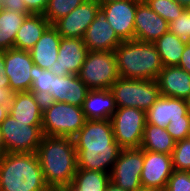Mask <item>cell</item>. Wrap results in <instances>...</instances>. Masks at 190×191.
Masks as SVG:
<instances>
[{
    "mask_svg": "<svg viewBox=\"0 0 190 191\" xmlns=\"http://www.w3.org/2000/svg\"><path fill=\"white\" fill-rule=\"evenodd\" d=\"M5 153H36L43 137L42 125H28L8 115L0 124Z\"/></svg>",
    "mask_w": 190,
    "mask_h": 191,
    "instance_id": "obj_8",
    "label": "cell"
},
{
    "mask_svg": "<svg viewBox=\"0 0 190 191\" xmlns=\"http://www.w3.org/2000/svg\"><path fill=\"white\" fill-rule=\"evenodd\" d=\"M4 60L11 90L14 93L30 91L33 83L30 72L34 66L30 52L10 48L4 50Z\"/></svg>",
    "mask_w": 190,
    "mask_h": 191,
    "instance_id": "obj_11",
    "label": "cell"
},
{
    "mask_svg": "<svg viewBox=\"0 0 190 191\" xmlns=\"http://www.w3.org/2000/svg\"><path fill=\"white\" fill-rule=\"evenodd\" d=\"M173 170L171 155L144 150V164L140 175L142 188L164 191Z\"/></svg>",
    "mask_w": 190,
    "mask_h": 191,
    "instance_id": "obj_12",
    "label": "cell"
},
{
    "mask_svg": "<svg viewBox=\"0 0 190 191\" xmlns=\"http://www.w3.org/2000/svg\"><path fill=\"white\" fill-rule=\"evenodd\" d=\"M36 153L0 156V191H48Z\"/></svg>",
    "mask_w": 190,
    "mask_h": 191,
    "instance_id": "obj_3",
    "label": "cell"
},
{
    "mask_svg": "<svg viewBox=\"0 0 190 191\" xmlns=\"http://www.w3.org/2000/svg\"><path fill=\"white\" fill-rule=\"evenodd\" d=\"M105 191H126L123 190L122 188L116 186L114 183H112L111 181L108 183V185L106 186Z\"/></svg>",
    "mask_w": 190,
    "mask_h": 191,
    "instance_id": "obj_42",
    "label": "cell"
},
{
    "mask_svg": "<svg viewBox=\"0 0 190 191\" xmlns=\"http://www.w3.org/2000/svg\"><path fill=\"white\" fill-rule=\"evenodd\" d=\"M61 36L57 29L50 25L34 47L29 50L34 65L44 70H50L51 65L57 61Z\"/></svg>",
    "mask_w": 190,
    "mask_h": 191,
    "instance_id": "obj_22",
    "label": "cell"
},
{
    "mask_svg": "<svg viewBox=\"0 0 190 191\" xmlns=\"http://www.w3.org/2000/svg\"><path fill=\"white\" fill-rule=\"evenodd\" d=\"M164 191H190V171L173 170Z\"/></svg>",
    "mask_w": 190,
    "mask_h": 191,
    "instance_id": "obj_34",
    "label": "cell"
},
{
    "mask_svg": "<svg viewBox=\"0 0 190 191\" xmlns=\"http://www.w3.org/2000/svg\"><path fill=\"white\" fill-rule=\"evenodd\" d=\"M152 10L168 23L181 16L186 10L174 0H143Z\"/></svg>",
    "mask_w": 190,
    "mask_h": 191,
    "instance_id": "obj_31",
    "label": "cell"
},
{
    "mask_svg": "<svg viewBox=\"0 0 190 191\" xmlns=\"http://www.w3.org/2000/svg\"><path fill=\"white\" fill-rule=\"evenodd\" d=\"M0 87H10L9 78L5 74L4 51L0 50Z\"/></svg>",
    "mask_w": 190,
    "mask_h": 191,
    "instance_id": "obj_39",
    "label": "cell"
},
{
    "mask_svg": "<svg viewBox=\"0 0 190 191\" xmlns=\"http://www.w3.org/2000/svg\"><path fill=\"white\" fill-rule=\"evenodd\" d=\"M167 31L169 23L141 0L135 13L134 40L153 43Z\"/></svg>",
    "mask_w": 190,
    "mask_h": 191,
    "instance_id": "obj_16",
    "label": "cell"
},
{
    "mask_svg": "<svg viewBox=\"0 0 190 191\" xmlns=\"http://www.w3.org/2000/svg\"><path fill=\"white\" fill-rule=\"evenodd\" d=\"M99 8L100 4L96 0H85L68 15L56 21L53 26L62 38L83 39Z\"/></svg>",
    "mask_w": 190,
    "mask_h": 191,
    "instance_id": "obj_13",
    "label": "cell"
},
{
    "mask_svg": "<svg viewBox=\"0 0 190 191\" xmlns=\"http://www.w3.org/2000/svg\"><path fill=\"white\" fill-rule=\"evenodd\" d=\"M117 108L136 107L147 112L161 96L156 80L119 77L109 88Z\"/></svg>",
    "mask_w": 190,
    "mask_h": 191,
    "instance_id": "obj_6",
    "label": "cell"
},
{
    "mask_svg": "<svg viewBox=\"0 0 190 191\" xmlns=\"http://www.w3.org/2000/svg\"><path fill=\"white\" fill-rule=\"evenodd\" d=\"M78 77L89 90H108L120 77L115 53L88 51Z\"/></svg>",
    "mask_w": 190,
    "mask_h": 191,
    "instance_id": "obj_7",
    "label": "cell"
},
{
    "mask_svg": "<svg viewBox=\"0 0 190 191\" xmlns=\"http://www.w3.org/2000/svg\"><path fill=\"white\" fill-rule=\"evenodd\" d=\"M171 157L174 170L190 171V139L176 141Z\"/></svg>",
    "mask_w": 190,
    "mask_h": 191,
    "instance_id": "obj_32",
    "label": "cell"
},
{
    "mask_svg": "<svg viewBox=\"0 0 190 191\" xmlns=\"http://www.w3.org/2000/svg\"><path fill=\"white\" fill-rule=\"evenodd\" d=\"M88 51L83 39L61 37L57 61L51 65L50 71L55 76L78 75Z\"/></svg>",
    "mask_w": 190,
    "mask_h": 191,
    "instance_id": "obj_15",
    "label": "cell"
},
{
    "mask_svg": "<svg viewBox=\"0 0 190 191\" xmlns=\"http://www.w3.org/2000/svg\"><path fill=\"white\" fill-rule=\"evenodd\" d=\"M13 95L14 92L11 90L10 87H0V104L9 106L12 101Z\"/></svg>",
    "mask_w": 190,
    "mask_h": 191,
    "instance_id": "obj_40",
    "label": "cell"
},
{
    "mask_svg": "<svg viewBox=\"0 0 190 191\" xmlns=\"http://www.w3.org/2000/svg\"><path fill=\"white\" fill-rule=\"evenodd\" d=\"M180 5H182L185 9H190V0H174Z\"/></svg>",
    "mask_w": 190,
    "mask_h": 191,
    "instance_id": "obj_43",
    "label": "cell"
},
{
    "mask_svg": "<svg viewBox=\"0 0 190 191\" xmlns=\"http://www.w3.org/2000/svg\"><path fill=\"white\" fill-rule=\"evenodd\" d=\"M175 142L166 128L146 122L140 148L171 155L175 147Z\"/></svg>",
    "mask_w": 190,
    "mask_h": 191,
    "instance_id": "obj_25",
    "label": "cell"
},
{
    "mask_svg": "<svg viewBox=\"0 0 190 191\" xmlns=\"http://www.w3.org/2000/svg\"><path fill=\"white\" fill-rule=\"evenodd\" d=\"M9 115V106L0 104V124Z\"/></svg>",
    "mask_w": 190,
    "mask_h": 191,
    "instance_id": "obj_41",
    "label": "cell"
},
{
    "mask_svg": "<svg viewBox=\"0 0 190 191\" xmlns=\"http://www.w3.org/2000/svg\"><path fill=\"white\" fill-rule=\"evenodd\" d=\"M2 9L14 11L30 16L32 13L27 9L23 0H2Z\"/></svg>",
    "mask_w": 190,
    "mask_h": 191,
    "instance_id": "obj_36",
    "label": "cell"
},
{
    "mask_svg": "<svg viewBox=\"0 0 190 191\" xmlns=\"http://www.w3.org/2000/svg\"><path fill=\"white\" fill-rule=\"evenodd\" d=\"M32 14H44L48 0H23Z\"/></svg>",
    "mask_w": 190,
    "mask_h": 191,
    "instance_id": "obj_37",
    "label": "cell"
},
{
    "mask_svg": "<svg viewBox=\"0 0 190 191\" xmlns=\"http://www.w3.org/2000/svg\"><path fill=\"white\" fill-rule=\"evenodd\" d=\"M114 139L122 149L140 148L146 112L136 107L117 108L110 118Z\"/></svg>",
    "mask_w": 190,
    "mask_h": 191,
    "instance_id": "obj_9",
    "label": "cell"
},
{
    "mask_svg": "<svg viewBox=\"0 0 190 191\" xmlns=\"http://www.w3.org/2000/svg\"><path fill=\"white\" fill-rule=\"evenodd\" d=\"M117 107L110 90H90L82 110L87 120H110Z\"/></svg>",
    "mask_w": 190,
    "mask_h": 191,
    "instance_id": "obj_23",
    "label": "cell"
},
{
    "mask_svg": "<svg viewBox=\"0 0 190 191\" xmlns=\"http://www.w3.org/2000/svg\"><path fill=\"white\" fill-rule=\"evenodd\" d=\"M169 31L190 42V9H186L180 17L169 23Z\"/></svg>",
    "mask_w": 190,
    "mask_h": 191,
    "instance_id": "obj_33",
    "label": "cell"
},
{
    "mask_svg": "<svg viewBox=\"0 0 190 191\" xmlns=\"http://www.w3.org/2000/svg\"><path fill=\"white\" fill-rule=\"evenodd\" d=\"M82 107L65 102L44 101L42 132L46 136L74 138L86 122Z\"/></svg>",
    "mask_w": 190,
    "mask_h": 191,
    "instance_id": "obj_5",
    "label": "cell"
},
{
    "mask_svg": "<svg viewBox=\"0 0 190 191\" xmlns=\"http://www.w3.org/2000/svg\"><path fill=\"white\" fill-rule=\"evenodd\" d=\"M114 53L119 76L124 79L156 80L164 67L154 43L122 41Z\"/></svg>",
    "mask_w": 190,
    "mask_h": 191,
    "instance_id": "obj_4",
    "label": "cell"
},
{
    "mask_svg": "<svg viewBox=\"0 0 190 191\" xmlns=\"http://www.w3.org/2000/svg\"><path fill=\"white\" fill-rule=\"evenodd\" d=\"M43 103L44 100L31 91L14 93L9 115L28 125H42Z\"/></svg>",
    "mask_w": 190,
    "mask_h": 191,
    "instance_id": "obj_20",
    "label": "cell"
},
{
    "mask_svg": "<svg viewBox=\"0 0 190 191\" xmlns=\"http://www.w3.org/2000/svg\"><path fill=\"white\" fill-rule=\"evenodd\" d=\"M73 140L78 169L110 174L122 149L114 139L110 120H86Z\"/></svg>",
    "mask_w": 190,
    "mask_h": 191,
    "instance_id": "obj_1",
    "label": "cell"
},
{
    "mask_svg": "<svg viewBox=\"0 0 190 191\" xmlns=\"http://www.w3.org/2000/svg\"><path fill=\"white\" fill-rule=\"evenodd\" d=\"M144 150L141 148L121 149L111 172L110 181L126 191H140Z\"/></svg>",
    "mask_w": 190,
    "mask_h": 191,
    "instance_id": "obj_10",
    "label": "cell"
},
{
    "mask_svg": "<svg viewBox=\"0 0 190 191\" xmlns=\"http://www.w3.org/2000/svg\"><path fill=\"white\" fill-rule=\"evenodd\" d=\"M2 10V0H0V11Z\"/></svg>",
    "mask_w": 190,
    "mask_h": 191,
    "instance_id": "obj_48",
    "label": "cell"
},
{
    "mask_svg": "<svg viewBox=\"0 0 190 191\" xmlns=\"http://www.w3.org/2000/svg\"><path fill=\"white\" fill-rule=\"evenodd\" d=\"M153 43L159 53L163 66H178L188 42L167 31Z\"/></svg>",
    "mask_w": 190,
    "mask_h": 191,
    "instance_id": "obj_26",
    "label": "cell"
},
{
    "mask_svg": "<svg viewBox=\"0 0 190 191\" xmlns=\"http://www.w3.org/2000/svg\"><path fill=\"white\" fill-rule=\"evenodd\" d=\"M100 5L105 4V3H110V2H115V1H120V0H96Z\"/></svg>",
    "mask_w": 190,
    "mask_h": 191,
    "instance_id": "obj_45",
    "label": "cell"
},
{
    "mask_svg": "<svg viewBox=\"0 0 190 191\" xmlns=\"http://www.w3.org/2000/svg\"><path fill=\"white\" fill-rule=\"evenodd\" d=\"M182 116H190L188 101L161 95L146 112V122L166 128L170 121Z\"/></svg>",
    "mask_w": 190,
    "mask_h": 191,
    "instance_id": "obj_19",
    "label": "cell"
},
{
    "mask_svg": "<svg viewBox=\"0 0 190 191\" xmlns=\"http://www.w3.org/2000/svg\"><path fill=\"white\" fill-rule=\"evenodd\" d=\"M48 191H64L63 189H49Z\"/></svg>",
    "mask_w": 190,
    "mask_h": 191,
    "instance_id": "obj_46",
    "label": "cell"
},
{
    "mask_svg": "<svg viewBox=\"0 0 190 191\" xmlns=\"http://www.w3.org/2000/svg\"><path fill=\"white\" fill-rule=\"evenodd\" d=\"M166 129L175 141L187 139L190 133V116L170 121Z\"/></svg>",
    "mask_w": 190,
    "mask_h": 191,
    "instance_id": "obj_35",
    "label": "cell"
},
{
    "mask_svg": "<svg viewBox=\"0 0 190 191\" xmlns=\"http://www.w3.org/2000/svg\"><path fill=\"white\" fill-rule=\"evenodd\" d=\"M50 25L43 14L27 16L17 31L14 48L25 51L31 50Z\"/></svg>",
    "mask_w": 190,
    "mask_h": 191,
    "instance_id": "obj_24",
    "label": "cell"
},
{
    "mask_svg": "<svg viewBox=\"0 0 190 191\" xmlns=\"http://www.w3.org/2000/svg\"><path fill=\"white\" fill-rule=\"evenodd\" d=\"M36 155L49 188L64 189L73 181L78 160L72 138L43 135Z\"/></svg>",
    "mask_w": 190,
    "mask_h": 191,
    "instance_id": "obj_2",
    "label": "cell"
},
{
    "mask_svg": "<svg viewBox=\"0 0 190 191\" xmlns=\"http://www.w3.org/2000/svg\"><path fill=\"white\" fill-rule=\"evenodd\" d=\"M178 67L190 74V43L188 42L185 46L184 52L182 53L181 60Z\"/></svg>",
    "mask_w": 190,
    "mask_h": 191,
    "instance_id": "obj_38",
    "label": "cell"
},
{
    "mask_svg": "<svg viewBox=\"0 0 190 191\" xmlns=\"http://www.w3.org/2000/svg\"><path fill=\"white\" fill-rule=\"evenodd\" d=\"M4 153H5L4 143H3V139H2V134H1V132H0V156H1L2 154H4Z\"/></svg>",
    "mask_w": 190,
    "mask_h": 191,
    "instance_id": "obj_44",
    "label": "cell"
},
{
    "mask_svg": "<svg viewBox=\"0 0 190 191\" xmlns=\"http://www.w3.org/2000/svg\"><path fill=\"white\" fill-rule=\"evenodd\" d=\"M140 191H152V190H146V189H142V190H140Z\"/></svg>",
    "mask_w": 190,
    "mask_h": 191,
    "instance_id": "obj_49",
    "label": "cell"
},
{
    "mask_svg": "<svg viewBox=\"0 0 190 191\" xmlns=\"http://www.w3.org/2000/svg\"><path fill=\"white\" fill-rule=\"evenodd\" d=\"M89 91L78 75H53L49 97L45 101L65 102L82 107Z\"/></svg>",
    "mask_w": 190,
    "mask_h": 191,
    "instance_id": "obj_18",
    "label": "cell"
},
{
    "mask_svg": "<svg viewBox=\"0 0 190 191\" xmlns=\"http://www.w3.org/2000/svg\"><path fill=\"white\" fill-rule=\"evenodd\" d=\"M187 101H188V107H189V112H190V98Z\"/></svg>",
    "mask_w": 190,
    "mask_h": 191,
    "instance_id": "obj_47",
    "label": "cell"
},
{
    "mask_svg": "<svg viewBox=\"0 0 190 191\" xmlns=\"http://www.w3.org/2000/svg\"><path fill=\"white\" fill-rule=\"evenodd\" d=\"M85 0H48L44 17L53 25L60 18L68 15Z\"/></svg>",
    "mask_w": 190,
    "mask_h": 191,
    "instance_id": "obj_29",
    "label": "cell"
},
{
    "mask_svg": "<svg viewBox=\"0 0 190 191\" xmlns=\"http://www.w3.org/2000/svg\"><path fill=\"white\" fill-rule=\"evenodd\" d=\"M30 74L33 82L30 91L45 101L49 97L54 74L50 70H44L36 65L32 67Z\"/></svg>",
    "mask_w": 190,
    "mask_h": 191,
    "instance_id": "obj_30",
    "label": "cell"
},
{
    "mask_svg": "<svg viewBox=\"0 0 190 191\" xmlns=\"http://www.w3.org/2000/svg\"><path fill=\"white\" fill-rule=\"evenodd\" d=\"M160 94L188 100L190 98V74L178 66H164L156 78Z\"/></svg>",
    "mask_w": 190,
    "mask_h": 191,
    "instance_id": "obj_21",
    "label": "cell"
},
{
    "mask_svg": "<svg viewBox=\"0 0 190 191\" xmlns=\"http://www.w3.org/2000/svg\"><path fill=\"white\" fill-rule=\"evenodd\" d=\"M141 0H120L100 5L106 19L122 41L134 40L137 4Z\"/></svg>",
    "mask_w": 190,
    "mask_h": 191,
    "instance_id": "obj_14",
    "label": "cell"
},
{
    "mask_svg": "<svg viewBox=\"0 0 190 191\" xmlns=\"http://www.w3.org/2000/svg\"><path fill=\"white\" fill-rule=\"evenodd\" d=\"M89 51L114 52L122 40L117 36L101 8L83 37Z\"/></svg>",
    "mask_w": 190,
    "mask_h": 191,
    "instance_id": "obj_17",
    "label": "cell"
},
{
    "mask_svg": "<svg viewBox=\"0 0 190 191\" xmlns=\"http://www.w3.org/2000/svg\"><path fill=\"white\" fill-rule=\"evenodd\" d=\"M110 174L102 171L78 169L73 181L64 191H105Z\"/></svg>",
    "mask_w": 190,
    "mask_h": 191,
    "instance_id": "obj_27",
    "label": "cell"
},
{
    "mask_svg": "<svg viewBox=\"0 0 190 191\" xmlns=\"http://www.w3.org/2000/svg\"><path fill=\"white\" fill-rule=\"evenodd\" d=\"M27 15L2 9L0 11V50L14 48L18 29L23 24Z\"/></svg>",
    "mask_w": 190,
    "mask_h": 191,
    "instance_id": "obj_28",
    "label": "cell"
}]
</instances>
